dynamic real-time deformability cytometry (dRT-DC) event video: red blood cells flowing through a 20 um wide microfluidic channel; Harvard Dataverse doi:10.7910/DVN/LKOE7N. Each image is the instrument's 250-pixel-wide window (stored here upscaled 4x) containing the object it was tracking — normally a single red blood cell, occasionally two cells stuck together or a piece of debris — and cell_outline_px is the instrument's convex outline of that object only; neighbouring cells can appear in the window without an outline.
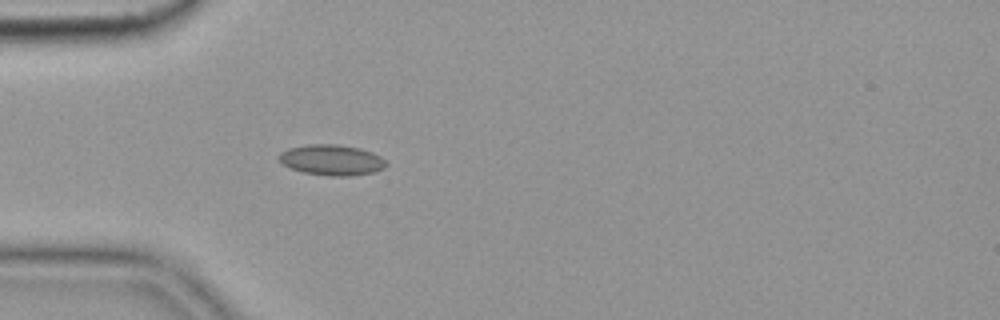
{"species": "common noctule bat (a hibernating species)", "species_latin": "Nyctalus noctula", "temperature_condition": "cold", "stored_images_in_passage": 55, "camera_frame_rate_fps": 3000, "um_per_image_px": 0.085, "animal": {"sex": "female", "body_mass_g": 19.9}, "frame": {"image": 1, "passage_image": 16, "time_ms": 5.0, "image_size_px": [1000, 320], "cell_outline_px": [[388, 164], [384, 168], [372, 172], [348, 176], [328, 176], [304, 172], [292, 168], [284, 164], [280, 160], [280, 152], [288, 148], [308, 144], [336, 144], [356, 148], [372, 152], [380, 156]], "centroid_in_image_um": [28.2, 13.59], "position_along_channel_um": 56.8, "area_um2": 18.84}}
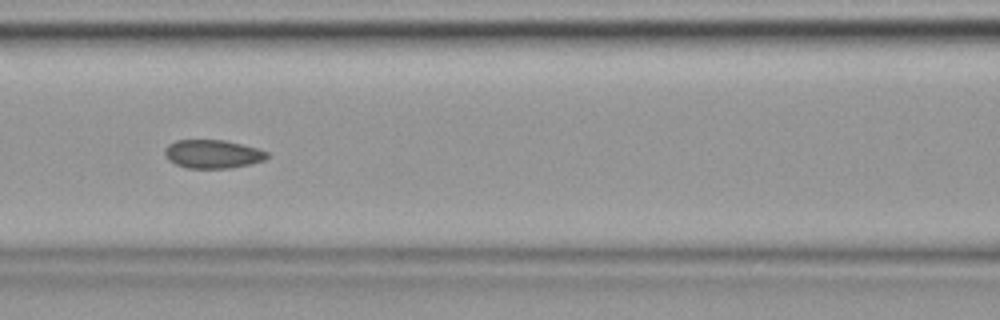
{"frame": {"image": 2, "passage_image": 24, "time_ms": 7.667, "image_size_px": [1000, 320], "cell_outline_px": [[268, 156], [264, 160], [252, 164], [228, 168], [188, 168], [176, 164], [168, 160], [164, 156], [164, 148], [168, 144], [176, 140], [224, 140], [256, 148], [268, 152]], "centroid_in_image_um": [18.04, 13.09], "position_along_channel_um": 148.6, "area_um2": 16.99}, "authors_computed_cell_mechanics": {"area_um2": 17.7446, "velocity_mm_per_s": 3.6309, "shape_relaxation_time_tau1_ms": null, "shape_relaxation_time_tau2_ms": 2.5014, "deformation_change_tau1": null, "deformation_change_tau2": 0.0798}}